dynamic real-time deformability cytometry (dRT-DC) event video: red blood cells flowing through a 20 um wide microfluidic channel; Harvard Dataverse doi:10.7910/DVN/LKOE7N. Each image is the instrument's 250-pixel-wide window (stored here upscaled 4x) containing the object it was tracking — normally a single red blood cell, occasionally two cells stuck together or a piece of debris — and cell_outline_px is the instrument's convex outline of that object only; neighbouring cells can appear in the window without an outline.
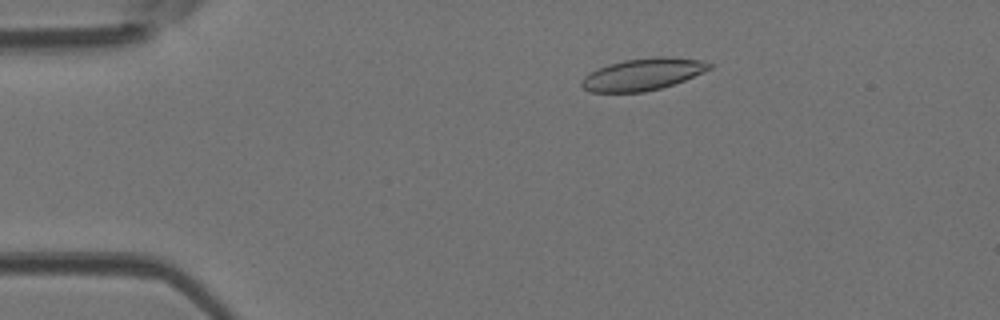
{"species": "Egyptian fruit bat (a non-hibernating species)", "species_latin": "Rousettus aegyptiacus", "temperature_condition": "room temperature", "stored_images_in_passage": 48, "camera_frame_rate_fps": 3000, "um_per_image_px": 0.085, "animal": {"sex": "female"}, "frame": {"image": 1, "passage_image": 9, "time_ms": 2.667, "image_size_px": [1000, 320], "cell_outline_px": [[712, 68], [684, 80], [660, 88], [644, 92], [588, 92], [580, 84], [580, 80], [588, 72], [608, 64], [624, 60], [656, 56], [668, 56], [700, 60], [712, 64]], "centroid_in_image_um": [54.59, 6.31], "position_along_channel_um": 30.4, "area_um2": 23.81}}
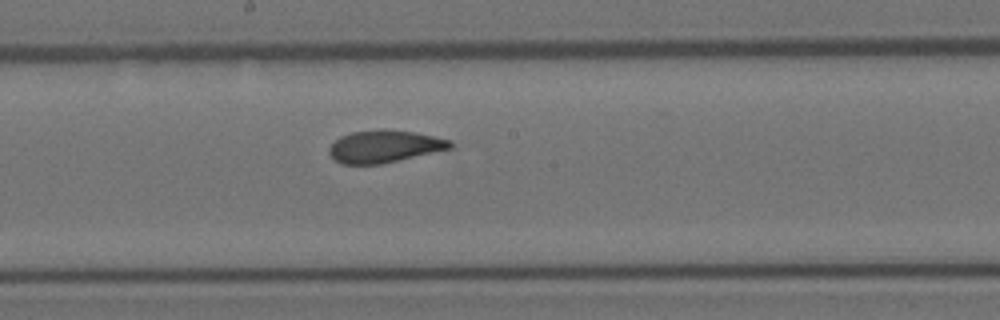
{"frame": {"image": 2, "passage_image": 26, "time_ms": 8.333, "image_size_px": [1000, 320], "cell_outline_px": [[452, 148], [380, 164], [340, 164], [328, 152], [328, 148], [340, 136], [352, 132], [412, 132], [452, 140]], "centroid_in_image_um": [32.66, 12.49], "position_along_channel_um": 215.5, "area_um2": 21.79}}
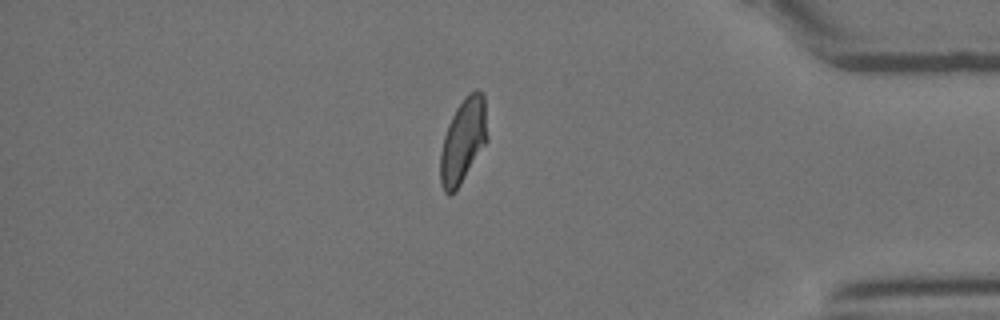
{"frame": {"image": 3, "passage_image": 41, "time_ms": 13.333, "image_size_px": [1000, 320], "cell_outline_px": [[488, 140], [456, 192], [448, 196], [444, 192], [440, 184], [440, 152], [444, 136], [448, 124], [456, 108], [464, 96], [468, 92], [476, 88], [484, 92], [488, 136]], "centroid_in_image_um": [39.37, 11.95], "position_along_channel_um": 395.8, "area_um2": 23.7}, "authors_computed_cell_mechanics": {"area_um2": 23.4668, "velocity_mm_per_s": 4.2277, "shape_relaxation_time_tau1_ms": 5.8455, "shape_relaxation_time_tau2_ms": 0.8054, "deformation_change_tau1": 0.1843, "deformation_change_tau2": 0.0532}}